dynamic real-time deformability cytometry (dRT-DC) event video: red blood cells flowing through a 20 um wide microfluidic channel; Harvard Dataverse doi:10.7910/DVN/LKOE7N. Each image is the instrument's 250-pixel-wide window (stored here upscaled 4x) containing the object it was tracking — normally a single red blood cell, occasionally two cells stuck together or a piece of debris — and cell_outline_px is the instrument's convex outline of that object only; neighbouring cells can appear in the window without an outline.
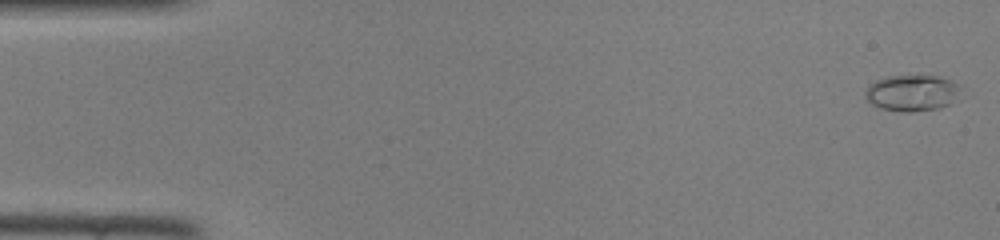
{"species": "common noctule bat (a hibernating species)", "species_latin": "Nyctalus noctula", "temperature_condition": "room temperature", "stored_images_in_passage": 46, "camera_frame_rate_fps": 3000, "um_per_image_px": 0.085, "animal": {"sex": "female", "body_mass_g": 22.0, "forearm_length_mm": 56.7}, "frame": {"image": 1, "passage_image": 1, "time_ms": 0.0, "image_size_px": [1000, 240], "cell_outline_px": [[964, 92], [948, 104], [940, 108], [912, 112], [908, 112], [880, 108], [872, 104], [864, 96], [864, 92], [868, 84], [876, 80], [888, 76], [936, 76], [960, 84]], "centroid_in_image_um": [77.53, 7.9], "position_along_channel_um": 7.5, "area_um2": 20.29}}
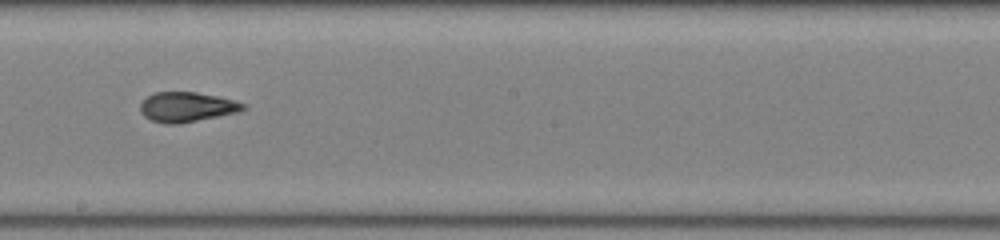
{"frame": {"image": 2, "passage_image": 26, "time_ms": 8.333, "image_size_px": [1000, 240], "cell_outline_px": [[248, 108], [240, 112], [176, 124], [164, 124], [152, 120], [144, 116], [140, 112], [140, 104], [148, 96], [156, 92], [196, 92], [216, 96], [248, 104]], "centroid_in_image_um": [15.91, 9.1], "position_along_channel_um": 232.3, "area_um2": 17.86}}
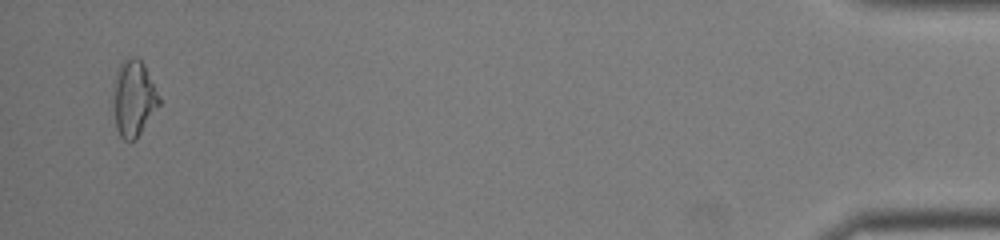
{"frame": {"image": 3, "passage_image": 45, "time_ms": 14.667, "image_size_px": [1000, 240], "cell_outline_px": [[160, 104], [136, 140], [124, 140], [120, 136], [116, 128], [108, 108], [112, 84], [120, 60], [132, 56], [136, 56], [144, 64], [160, 96]], "centroid_in_image_um": [11.26, 8.35], "position_along_channel_um": 423.9, "area_um2": 21.62}}